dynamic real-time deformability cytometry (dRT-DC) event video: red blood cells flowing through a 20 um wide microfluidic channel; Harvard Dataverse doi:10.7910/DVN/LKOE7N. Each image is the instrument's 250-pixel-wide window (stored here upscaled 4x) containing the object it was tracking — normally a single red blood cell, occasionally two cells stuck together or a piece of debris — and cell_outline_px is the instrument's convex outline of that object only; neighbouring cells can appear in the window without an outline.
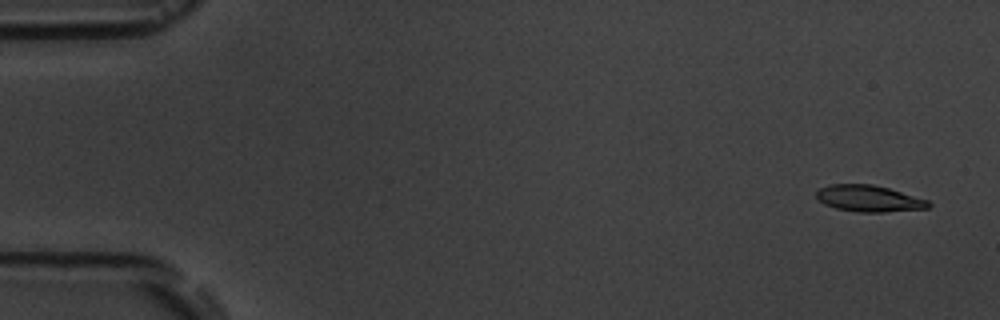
{"species": "common noctule bat (a hibernating species)", "species_latin": "Nyctalus noctula", "temperature_condition": "room temperature", "stored_images_in_passage": 5, "camera_frame_rate_fps": 3000, "um_per_image_px": 0.085, "animal": {"sex": "male", "body_mass_g": 19.5, "forearm_length_mm": 54.6}, "frame": {"image": 1, "passage_image": 1, "time_ms": 0.0, "image_size_px": [1000, 320], "cell_outline_px": [[932, 204], [928, 208], [884, 212], [856, 212], [836, 208], [824, 204], [816, 196], [816, 192], [820, 188], [828, 184], [872, 184], [888, 188], [928, 200]], "centroid_in_image_um": [73.85, 16.87], "position_along_channel_um": 11.2, "area_um2": 17.22}}
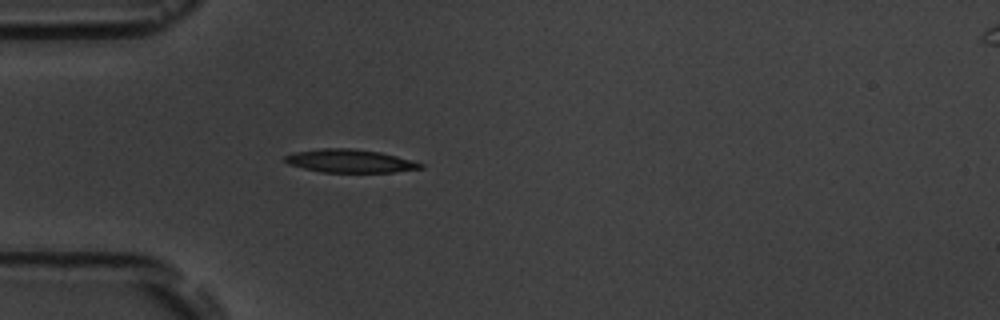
{"frame": {"image": 2, "passage_image": 5, "time_ms": 4.667, "image_size_px": [1000, 320], "cell_outline_px": [[424, 168], [396, 172], [320, 172], [288, 164], [284, 160], [284, 156], [296, 152], [324, 148], [352, 148], [380, 152], [396, 156], [424, 164]], "centroid_in_image_um": [29.76, 13.69], "position_along_channel_um": 55.2, "area_um2": 18.21}}